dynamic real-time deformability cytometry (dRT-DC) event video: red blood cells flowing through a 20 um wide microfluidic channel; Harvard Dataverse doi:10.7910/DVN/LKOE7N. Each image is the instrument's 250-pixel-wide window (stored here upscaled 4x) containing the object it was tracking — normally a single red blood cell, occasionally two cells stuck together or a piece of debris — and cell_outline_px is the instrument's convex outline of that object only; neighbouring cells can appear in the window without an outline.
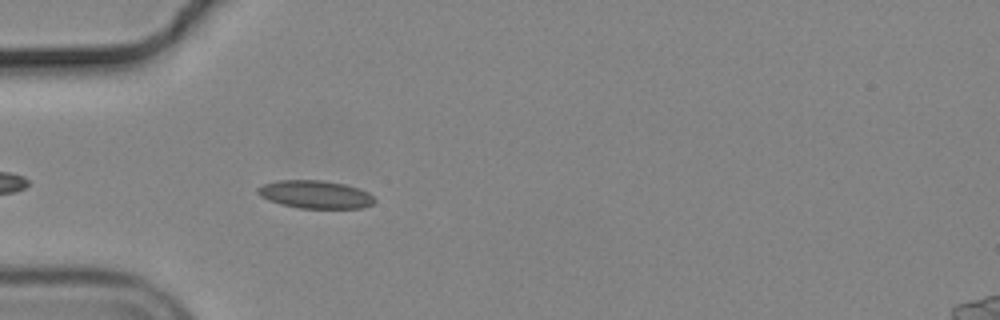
{"species": "common noctule bat (a hibernating species)", "species_latin": "Nyctalus noctula", "temperature_condition": "cold", "stored_images_in_passage": 10, "camera_frame_rate_fps": 3000, "um_per_image_px": 0.085, "animal": {"sex": "male", "body_mass_g": 19.2, "forearm_length_mm": 51.8}, "frame": {"image": 1, "passage_image": 5, "time_ms": 1.333, "image_size_px": [1000, 320], "cell_outline_px": [[376, 200], [372, 204], [364, 208], [300, 208], [280, 204], [268, 200], [260, 196], [256, 192], [256, 188], [264, 184], [280, 180], [320, 180], [344, 184], [368, 192]], "centroid_in_image_um": [26.78, 16.53], "position_along_channel_um": 58.2, "area_um2": 18.96}}